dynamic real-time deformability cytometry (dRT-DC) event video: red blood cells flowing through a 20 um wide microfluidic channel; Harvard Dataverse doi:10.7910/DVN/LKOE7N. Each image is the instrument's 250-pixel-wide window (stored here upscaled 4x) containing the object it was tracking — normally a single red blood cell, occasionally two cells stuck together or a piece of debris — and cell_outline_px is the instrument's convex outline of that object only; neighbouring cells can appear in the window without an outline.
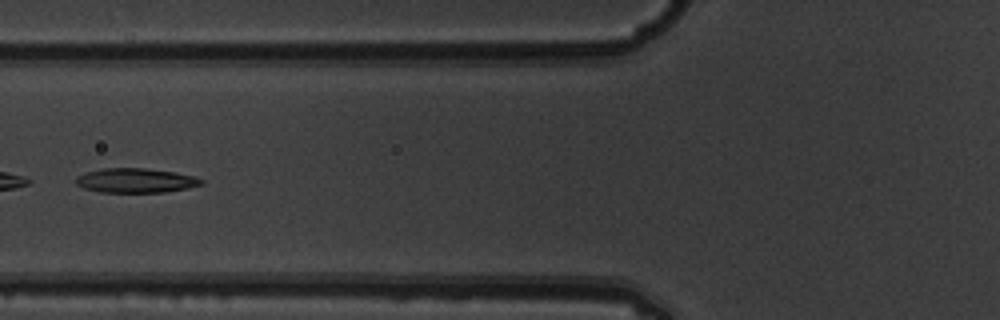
{"species": "common noctule bat (a hibernating species)", "species_latin": "Nyctalus noctula", "temperature_condition": "warm", "stored_images_in_passage": 9, "camera_frame_rate_fps": 3000, "um_per_image_px": 0.085, "animal": {"sex": "male", "body_mass_g": 19.5, "forearm_length_mm": 54.6}, "frame": {"image": 1, "passage_image": 6, "time_ms": 1.667, "image_size_px": [1000, 320], "cell_outline_px": [[204, 184], [188, 188], [164, 192], [100, 192], [84, 188], [76, 184], [76, 176], [84, 172], [104, 168], [144, 168], [172, 172], [196, 176], [204, 180]], "centroid_in_image_um": [11.54, 15.34], "position_along_channel_um": 114.3, "area_um2": 17.92}}
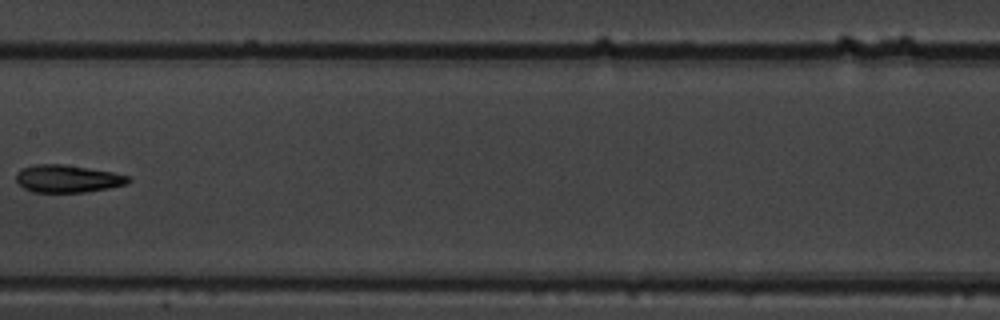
{"frame": {"image": 2, "passage_image": 8, "time_ms": 2.333, "image_size_px": [1000, 320], "cell_outline_px": [[132, 180], [124, 184], [108, 188], [84, 192], [32, 192], [24, 188], [16, 180], [16, 172], [20, 168], [32, 164], [64, 164], [112, 172], [132, 176]], "centroid_in_image_um": [5.72, 15.18], "position_along_channel_um": 201.7, "area_um2": 18.09}}
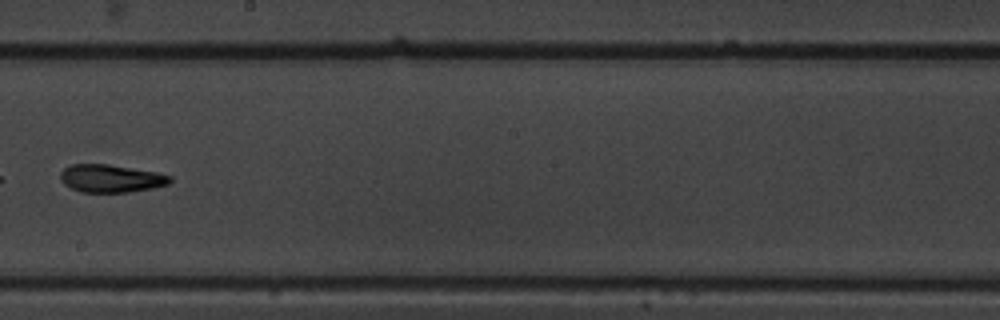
{"frame": {"image": 3, "passage_image": 9, "time_ms": 2.667, "image_size_px": [1000, 320], "cell_outline_px": [[172, 180], [168, 184], [152, 188], [128, 192], [80, 192], [64, 184], [60, 180], [60, 172], [64, 168], [72, 164], [108, 164], [156, 172], [172, 176]], "centroid_in_image_um": [9.41, 15.16], "position_along_channel_um": 238.8, "area_um2": 17.74}}